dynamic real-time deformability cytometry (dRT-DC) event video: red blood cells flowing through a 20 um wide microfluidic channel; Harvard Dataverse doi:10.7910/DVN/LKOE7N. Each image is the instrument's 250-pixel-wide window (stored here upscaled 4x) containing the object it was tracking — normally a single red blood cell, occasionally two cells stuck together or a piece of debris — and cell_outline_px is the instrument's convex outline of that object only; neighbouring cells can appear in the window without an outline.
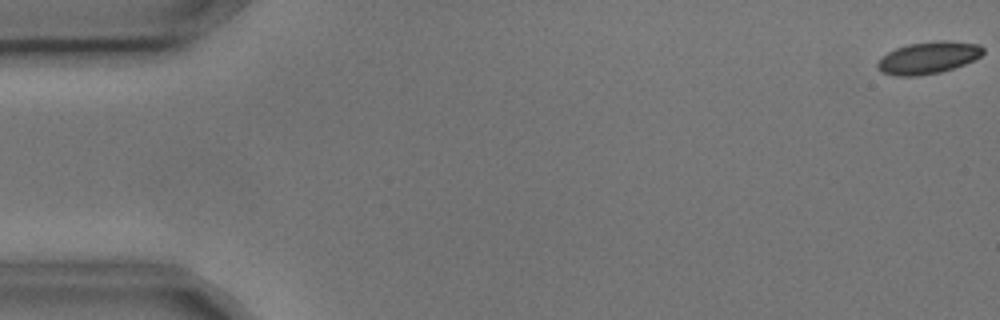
{"species": "common noctule bat (a hibernating species)", "species_latin": "Nyctalus noctula", "temperature_condition": "cold", "stored_images_in_passage": 3, "camera_frame_rate_fps": 3000, "um_per_image_px": 0.085, "animal": {"sex": "male", "body_mass_g": 17.9, "forearm_length_mm": 54.2}, "frame": {"image": 1, "passage_image": 1, "time_ms": 0.0, "image_size_px": [1000, 320], "cell_outline_px": [[984, 52], [980, 56], [964, 64], [940, 72], [916, 76], [896, 76], [880, 72], [876, 68], [876, 64], [888, 52], [896, 48], [908, 44], [940, 40], [944, 40], [980, 44], [984, 48]], "centroid_in_image_um": [78.89, 4.9], "position_along_channel_um": 6.1, "area_um2": 19.65}}